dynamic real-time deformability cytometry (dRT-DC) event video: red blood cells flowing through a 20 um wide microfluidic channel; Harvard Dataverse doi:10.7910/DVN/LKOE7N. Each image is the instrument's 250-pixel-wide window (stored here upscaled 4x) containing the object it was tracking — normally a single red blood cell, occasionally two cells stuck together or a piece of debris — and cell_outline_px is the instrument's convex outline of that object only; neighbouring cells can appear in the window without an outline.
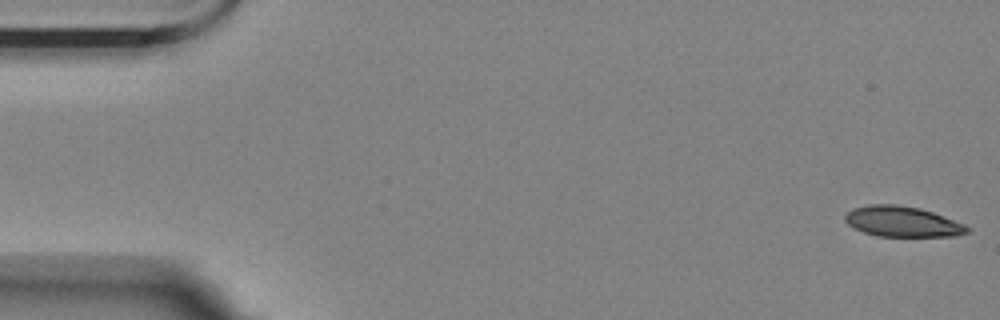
{"species": "Egyptian fruit bat (a non-hibernating species)", "species_latin": "Rousettus aegyptiacus", "temperature_condition": "room temperature", "stored_images_in_passage": 5, "segment_of_instrument_passage": [1, 2], "camera_frame_rate_fps": 3000, "um_per_image_px": 0.085, "animal": {"sex": "female"}, "frame": {"image": 1, "passage_image": 1, "time_ms": 0.0, "image_size_px": [1000, 320], "cell_outline_px": [[968, 232], [956, 236], [876, 236], [864, 232], [848, 224], [844, 220], [844, 216], [852, 208], [868, 204], [896, 204], [920, 208], [932, 212], [964, 224], [968, 228]], "centroid_in_image_um": [76.66, 18.83], "position_along_channel_um": 8.3, "area_um2": 21.56}}